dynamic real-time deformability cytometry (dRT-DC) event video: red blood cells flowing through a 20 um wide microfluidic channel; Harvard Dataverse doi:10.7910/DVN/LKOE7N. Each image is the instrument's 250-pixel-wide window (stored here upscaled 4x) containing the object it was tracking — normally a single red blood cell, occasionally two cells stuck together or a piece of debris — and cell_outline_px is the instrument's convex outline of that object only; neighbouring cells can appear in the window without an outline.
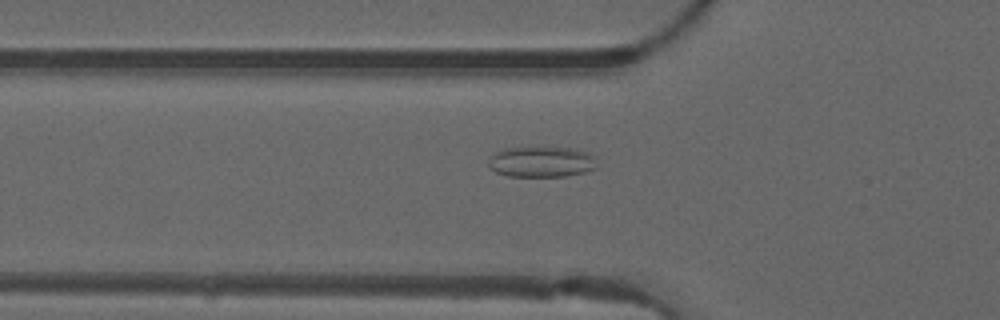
{"species": "common noctule bat (a hibernating species)", "species_latin": "Nyctalus noctula", "temperature_condition": "warm", "stored_images_in_passage": 35, "camera_frame_rate_fps": 3000, "um_per_image_px": 0.085, "animal": {"sex": "male", "forearm_length_mm": 52.5}, "frame": {"image": 1, "passage_image": 2, "time_ms": 0.333, "image_size_px": [1000, 320], "cell_outline_px": [[596, 168], [584, 172], [564, 176], [508, 176], [496, 172], [488, 164], [488, 160], [496, 152], [504, 148], [576, 148], [588, 152], [592, 156]], "centroid_in_image_um": [46.01, 13.76], "position_along_channel_um": 79.8, "area_um2": 19.07}}
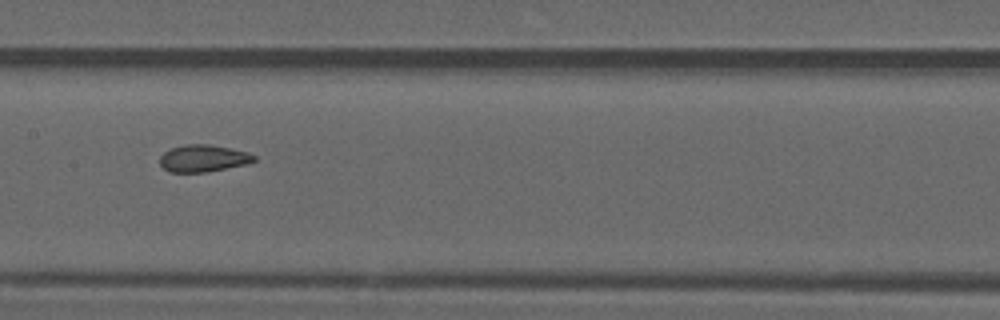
{"frame": {"image": 2, "passage_image": 10, "time_ms": 3.0, "image_size_px": [1000, 320], "cell_outline_px": [[256, 160], [244, 164], [204, 172], [168, 172], [160, 164], [160, 156], [164, 152], [172, 148], [184, 144], [212, 144], [248, 152], [256, 156]], "centroid_in_image_um": [17.25, 13.44], "position_along_channel_um": 190.1, "area_um2": 14.74}}
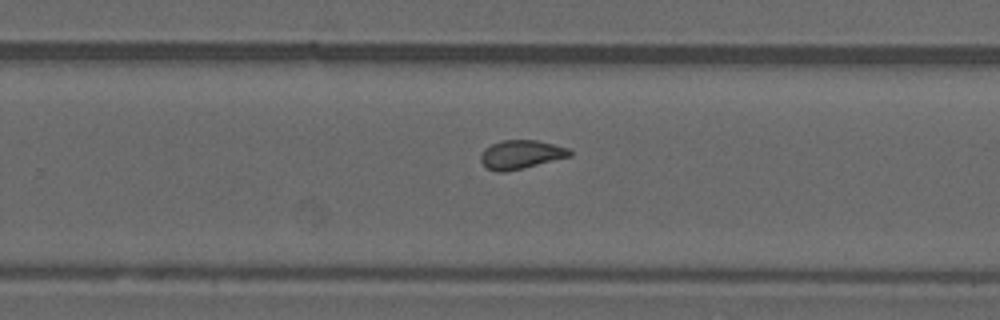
{"frame": {"image": 3, "passage_image": 17, "time_ms": 5.333, "image_size_px": [1000, 320], "cell_outline_px": [[572, 156], [504, 172], [496, 172], [488, 168], [480, 160], [480, 156], [484, 148], [492, 144], [504, 140], [536, 140], [568, 148], [572, 152]], "centroid_in_image_um": [44.27, 13.13], "position_along_channel_um": 285.5, "area_um2": 14.68}, "authors_computed_cell_mechanics": {"area_um2": 15.028, "velocity_mm_per_s": 4.1075, "shape_relaxation_time_tau1_ms": null, "shape_relaxation_time_tau2_ms": 1.2098, "deformation_change_tau1": null, "deformation_change_tau2": 0.0794}}